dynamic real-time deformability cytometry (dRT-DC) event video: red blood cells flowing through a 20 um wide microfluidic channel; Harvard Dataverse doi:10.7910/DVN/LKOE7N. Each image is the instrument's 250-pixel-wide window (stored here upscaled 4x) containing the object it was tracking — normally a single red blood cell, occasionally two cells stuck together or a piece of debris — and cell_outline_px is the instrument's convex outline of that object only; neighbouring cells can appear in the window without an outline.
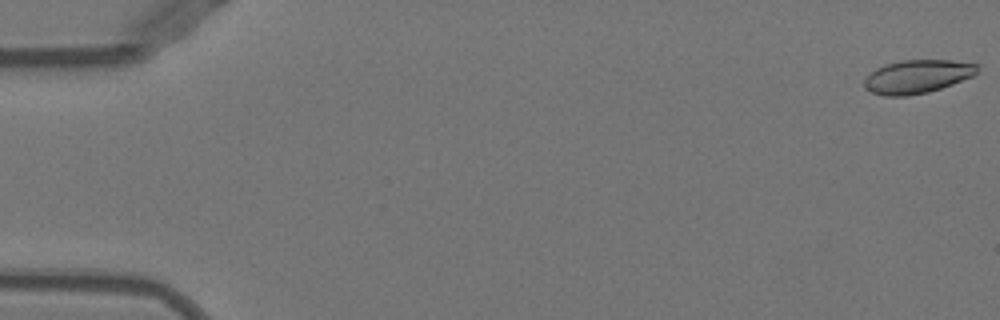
{"species": "Egyptian fruit bat (a non-hibernating species)", "species_latin": "Rousettus aegyptiacus", "temperature_condition": "warm", "stored_images_in_passage": 42, "camera_frame_rate_fps": 3000, "um_per_image_px": 0.085, "animal": {"sex": "female"}, "frame": {"image": 1, "passage_image": 1, "time_ms": 0.0, "image_size_px": [1000, 320], "cell_outline_px": [[980, 64], [976, 72], [972, 76], [952, 84], [928, 92], [908, 96], [884, 96], [872, 92], [864, 84], [864, 80], [876, 68], [884, 64], [900, 60], [948, 60]], "centroid_in_image_um": [77.97, 6.5], "position_along_channel_um": 7.0, "area_um2": 21.85}}
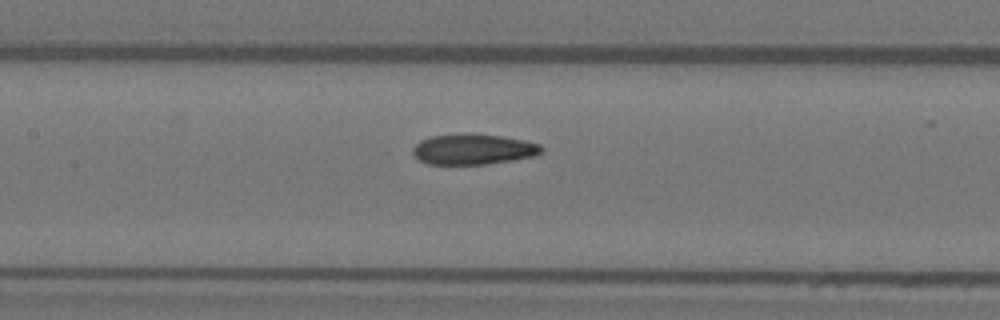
{"frame": {"image": 2, "passage_image": 25, "time_ms": 8.0, "image_size_px": [1000, 320], "cell_outline_px": [[544, 148], [536, 156], [488, 164], [428, 164], [420, 160], [412, 152], [412, 148], [420, 140], [432, 136], [460, 132], [472, 132], [500, 136], [524, 140], [540, 144]], "centroid_in_image_um": [40.22, 12.66], "position_along_channel_um": 167.2, "area_um2": 23.24}}
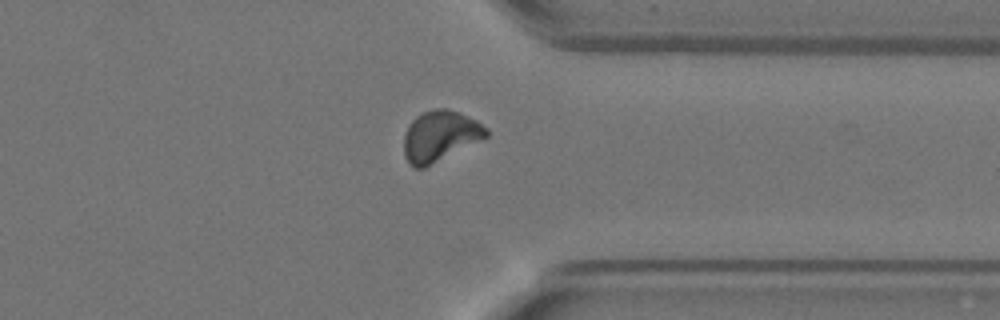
{"frame": {"image": 3, "passage_image": 41, "time_ms": 13.333, "image_size_px": [1000, 320], "cell_outline_px": [[488, 136], [424, 168], [412, 168], [408, 164], [404, 156], [404, 136], [408, 124], [420, 112], [436, 108], [448, 108], [476, 120], [488, 128]], "centroid_in_image_um": [37.36, 11.56], "position_along_channel_um": 374.0, "area_um2": 24.39}}